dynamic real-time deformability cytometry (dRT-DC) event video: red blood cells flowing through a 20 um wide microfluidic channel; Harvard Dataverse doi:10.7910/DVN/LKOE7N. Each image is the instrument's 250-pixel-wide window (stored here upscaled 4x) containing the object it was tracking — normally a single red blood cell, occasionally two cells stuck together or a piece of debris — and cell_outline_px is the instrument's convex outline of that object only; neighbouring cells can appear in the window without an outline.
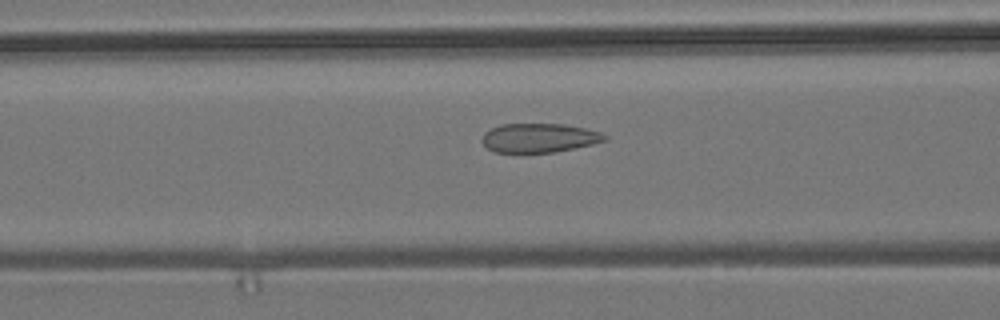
{"species": "common noctule bat (a hibernating species)", "species_latin": "Nyctalus noctula", "temperature_condition": "room temperature", "stored_images_in_passage": 48, "camera_frame_rate_fps": 3000, "um_per_image_px": 0.085, "animal": {"sex": "male", "body_mass_g": 19.2, "forearm_length_mm": 51.8}, "frame": {"image": 1, "passage_image": 14, "time_ms": 4.333, "image_size_px": [1000, 320], "cell_outline_px": [[608, 140], [592, 144], [556, 152], [496, 152], [488, 148], [480, 140], [484, 132], [500, 124], [564, 124], [584, 128], [600, 132], [608, 136]], "centroid_in_image_um": [45.83, 11.71], "position_along_channel_um": 120.8, "area_um2": 20.75}}
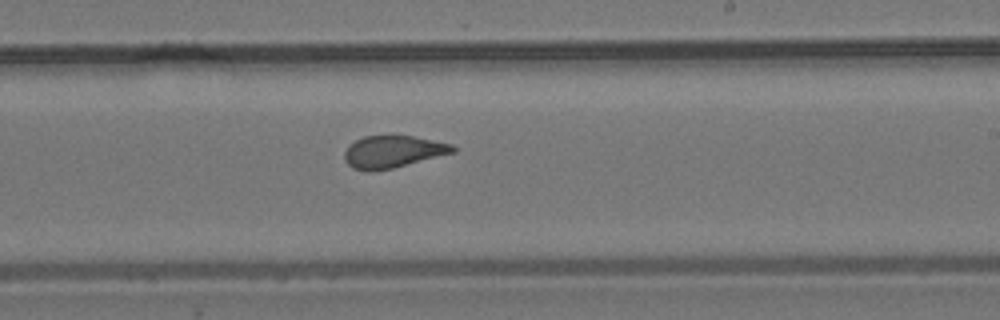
{"frame": {"image": 2, "passage_image": 25, "time_ms": 8.0, "image_size_px": [1000, 320], "cell_outline_px": [[456, 152], [392, 168], [368, 172], [352, 168], [344, 160], [344, 152], [356, 140], [364, 136], [412, 136], [452, 144], [456, 148]], "centroid_in_image_um": [33.39, 12.91], "position_along_channel_um": 255.6, "area_um2": 20.11}}
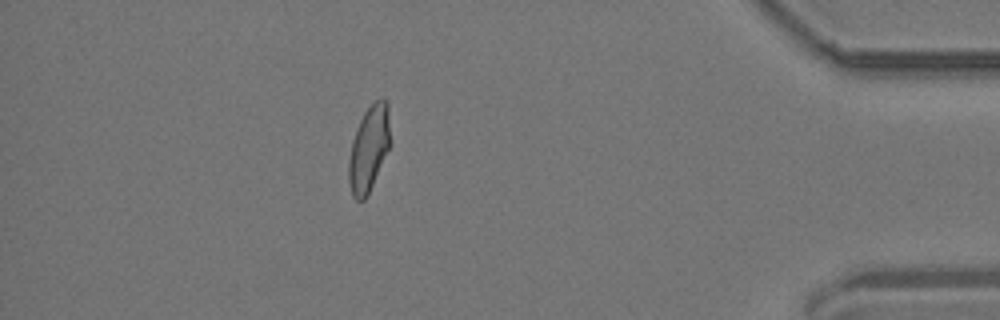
{"frame": {"image": 3, "passage_image": 41, "time_ms": 13.333, "image_size_px": [1000, 320], "cell_outline_px": [[392, 144], [368, 196], [364, 200], [356, 200], [352, 196], [348, 180], [348, 160], [352, 140], [356, 128], [364, 112], [380, 96], [384, 96], [388, 100]], "centroid_in_image_um": [31.39, 12.61], "position_along_channel_um": 403.8, "area_um2": 21.62}, "authors_computed_cell_mechanics": {"area_um2": 21.2126, "velocity_mm_per_s": 3.679, "shape_relaxation_time_tau1_ms": 8.0473, "shape_relaxation_time_tau2_ms": 0.9421, "deformation_change_tau1": 0.175, "deformation_change_tau2": 0.0666}}